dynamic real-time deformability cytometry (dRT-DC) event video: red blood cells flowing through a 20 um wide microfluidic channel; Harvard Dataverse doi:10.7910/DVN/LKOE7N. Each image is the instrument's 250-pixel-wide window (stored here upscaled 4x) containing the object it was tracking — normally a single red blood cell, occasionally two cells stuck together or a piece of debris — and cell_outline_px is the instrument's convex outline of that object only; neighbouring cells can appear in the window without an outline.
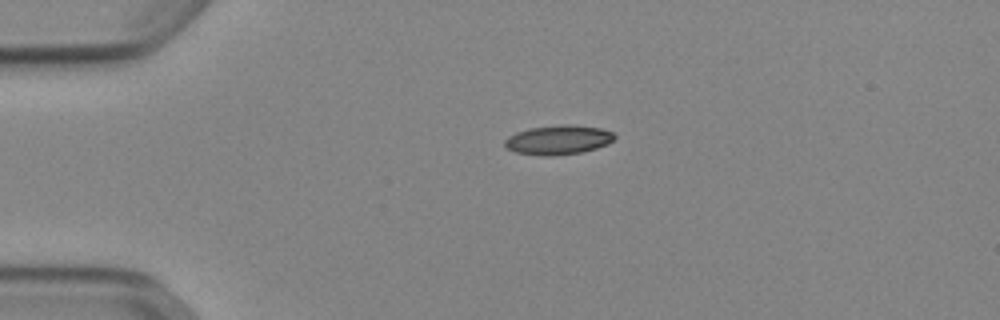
{"species": "Egyptian fruit bat (a non-hibernating species)", "species_latin": "Rousettus aegyptiacus", "temperature_condition": "cold", "stored_images_in_passage": 41, "camera_frame_rate_fps": 3000, "um_per_image_px": 0.085, "animal": {"sex": "female"}, "frame": {"image": 1, "passage_image": 1, "time_ms": 0.0, "image_size_px": [1000, 320], "cell_outline_px": [[616, 136], [608, 144], [596, 148], [580, 152], [552, 156], [544, 156], [516, 152], [504, 148], [504, 140], [508, 136], [516, 132], [528, 128], [564, 124], [572, 124], [600, 128], [612, 132]], "centroid_in_image_um": [47.41, 11.88], "position_along_channel_um": 37.6, "area_um2": 18.84}}
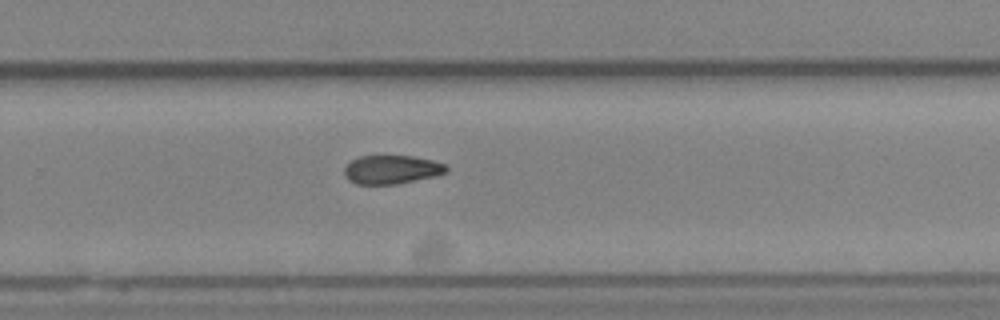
{"frame": {"image": 2, "passage_image": 24, "time_ms": 7.667, "image_size_px": [1000, 320], "cell_outline_px": [[448, 172], [436, 176], [396, 184], [356, 184], [348, 180], [344, 176], [344, 168], [352, 160], [360, 156], [412, 156], [432, 160], [444, 164], [448, 168]], "centroid_in_image_um": [33.29, 14.42], "position_along_channel_um": 296.5, "area_um2": 17.05}}
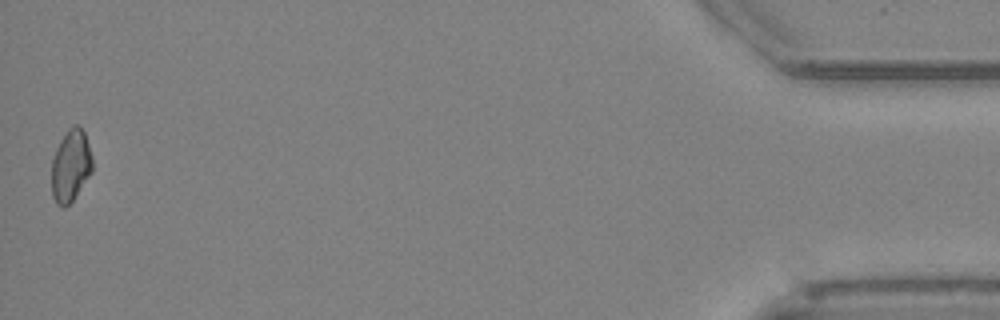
{"frame": {"image": 3, "passage_image": 41, "time_ms": 13.333, "image_size_px": [1000, 320], "cell_outline_px": [[92, 172], [72, 200], [64, 208], [60, 208], [56, 204], [52, 196], [52, 160], [56, 148], [60, 140], [68, 128], [72, 124], [76, 124], [84, 132], [92, 156]], "centroid_in_image_um": [5.99, 14.09], "position_along_channel_um": 429.2, "area_um2": 17.11}, "authors_computed_cell_mechanics": {"area_um2": 17.8602, "velocity_mm_per_s": 3.8951, "shape_relaxation_time_tau1_ms": null, "shape_relaxation_time_tau2_ms": 4.1247, "deformation_change_tau1": null, "deformation_change_tau2": 0.0919}}